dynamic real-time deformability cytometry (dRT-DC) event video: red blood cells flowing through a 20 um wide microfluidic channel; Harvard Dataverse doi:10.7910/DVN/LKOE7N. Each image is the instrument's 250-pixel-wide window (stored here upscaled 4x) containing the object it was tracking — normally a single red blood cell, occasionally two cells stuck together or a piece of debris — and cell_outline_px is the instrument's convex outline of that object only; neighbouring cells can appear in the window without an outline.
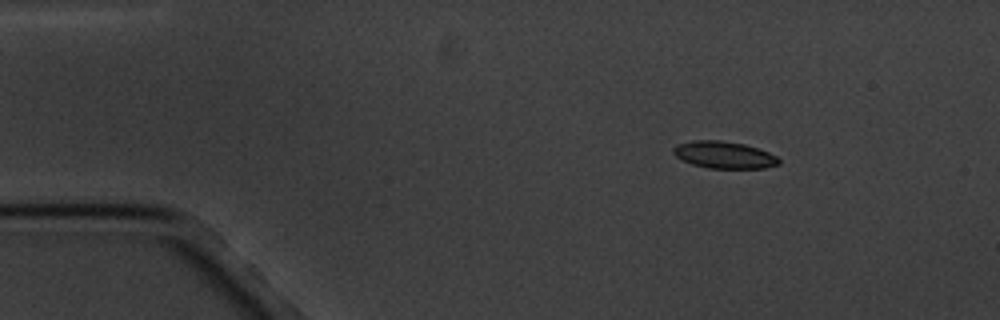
{"species": "common noctule bat (a hibernating species)", "species_latin": "Nyctalus noctula", "temperature_condition": "cold", "stored_images_in_passage": 4, "camera_frame_rate_fps": 3000, "um_per_image_px": 0.085, "animal": {"sex": "male", "body_mass_g": 20.1, "forearm_length_mm": 53.5}, "frame": {"image": 1, "passage_image": 1, "time_ms": 0.0, "image_size_px": [1000, 320], "cell_outline_px": [[780, 164], [764, 168], [708, 168], [692, 164], [676, 156], [672, 152], [672, 148], [676, 144], [692, 140], [720, 140], [744, 144], [768, 152], [776, 156], [780, 160]], "centroid_in_image_um": [61.52, 13.16], "position_along_channel_um": 23.5, "area_um2": 16.59}}
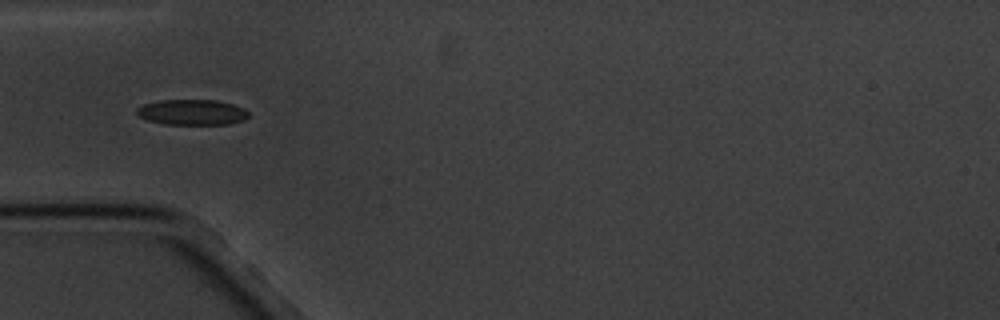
{"frame": {"image": 2, "passage_image": 4, "time_ms": 3.333, "image_size_px": [1000, 320], "cell_outline_px": [[248, 116], [244, 120], [228, 124], [164, 124], [148, 120], [140, 116], [136, 112], [136, 108], [144, 104], [160, 100], [216, 100], [232, 104], [244, 108], [248, 112]], "centroid_in_image_um": [16.33, 9.54], "position_along_channel_um": 68.7, "area_um2": 16.53}}